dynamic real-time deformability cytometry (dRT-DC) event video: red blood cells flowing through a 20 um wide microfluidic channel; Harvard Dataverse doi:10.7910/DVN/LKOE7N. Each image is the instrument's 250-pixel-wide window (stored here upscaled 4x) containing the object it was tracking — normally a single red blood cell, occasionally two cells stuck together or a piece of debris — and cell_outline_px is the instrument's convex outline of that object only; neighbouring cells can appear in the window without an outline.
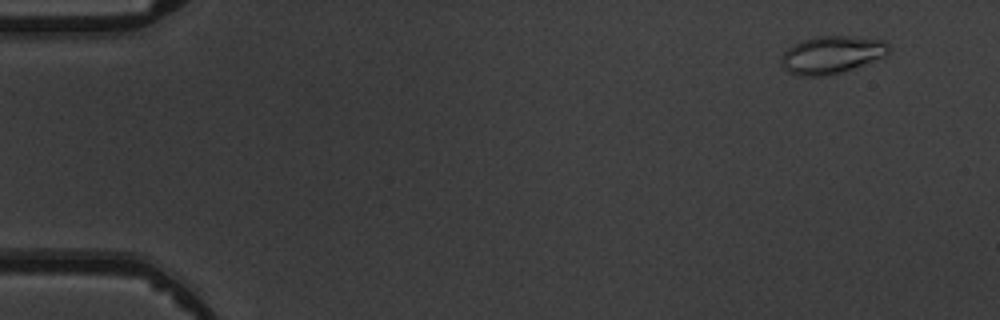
{"species": "common noctule bat (a hibernating species)", "species_latin": "Nyctalus noctula", "temperature_condition": "warm", "stored_images_in_passage": 7, "camera_frame_rate_fps": 3000, "um_per_image_px": 0.085, "animal": {"sex": "male", "body_mass_g": 19.5, "forearm_length_mm": 54.6}, "frame": {"image": 1, "passage_image": 1, "time_ms": 0.0, "image_size_px": [1000, 320], "cell_outline_px": [[892, 48], [884, 56], [852, 68], [840, 72], [824, 76], [796, 76], [788, 72], [784, 68], [780, 60], [784, 52], [788, 48], [804, 40], [816, 36], [852, 36], [884, 40]], "centroid_in_image_um": [70.69, 4.65], "position_along_channel_um": 14.3, "area_um2": 23.35}}
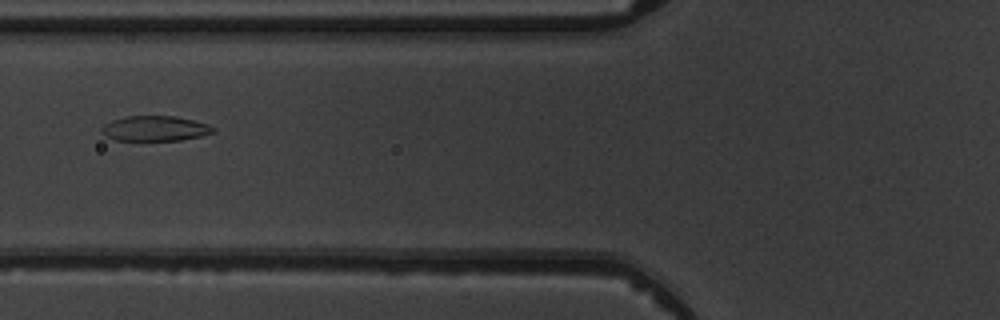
{"frame": {"image": 2, "passage_image": 6, "time_ms": 5.667, "image_size_px": [1000, 320], "cell_outline_px": [[216, 132], [200, 136], [180, 140], [116, 140], [104, 136], [100, 132], [100, 128], [104, 124], [112, 120], [128, 116], [176, 116], [208, 124], [216, 128]], "centroid_in_image_um": [13.16, 10.92], "position_along_channel_um": 112.6, "area_um2": 16.42}}
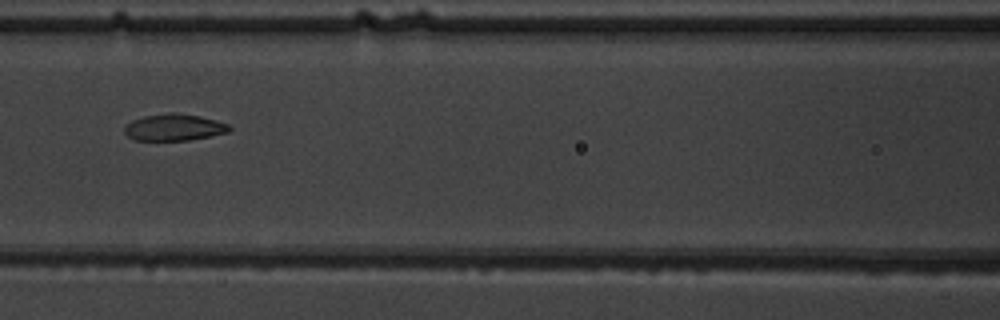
{"frame": {"image": 3, "passage_image": 7, "time_ms": 6.667, "image_size_px": [1000, 320], "cell_outline_px": [[232, 128], [228, 132], [212, 136], [188, 140], [136, 140], [128, 136], [124, 132], [124, 128], [132, 120], [144, 116], [168, 112], [180, 112], [200, 116], [216, 120], [228, 124]], "centroid_in_image_um": [14.82, 10.81], "position_along_channel_um": 151.8, "area_um2": 16.42}}